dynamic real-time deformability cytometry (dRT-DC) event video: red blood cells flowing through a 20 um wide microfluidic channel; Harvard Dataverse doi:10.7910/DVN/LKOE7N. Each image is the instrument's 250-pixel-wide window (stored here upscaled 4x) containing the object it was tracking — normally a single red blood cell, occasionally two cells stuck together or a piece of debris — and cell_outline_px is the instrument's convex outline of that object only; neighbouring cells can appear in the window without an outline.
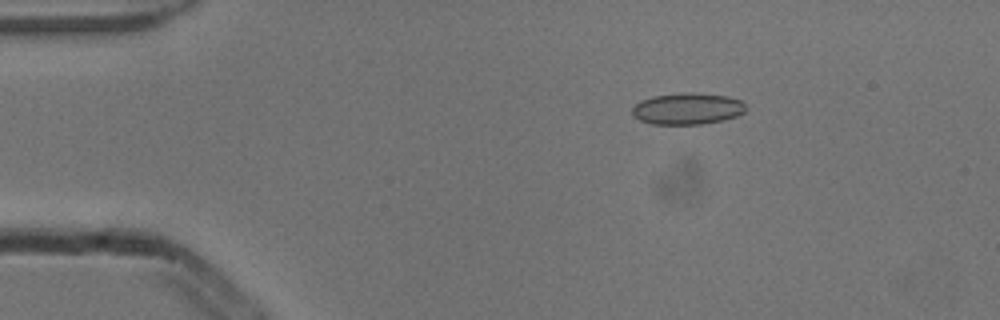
{"species": "common noctule bat (a hibernating species)", "species_latin": "Nyctalus noctula", "temperature_condition": "cold", "stored_images_in_passage": 53, "camera_frame_rate_fps": 3000, "um_per_image_px": 0.085, "animal": {"sex": "male", "body_mass_g": 13.3}, "frame": {"image": 1, "passage_image": 9, "time_ms": 2.667, "image_size_px": [1000, 320], "cell_outline_px": [[748, 108], [744, 112], [736, 116], [724, 120], [700, 124], [652, 124], [640, 120], [632, 116], [632, 108], [640, 100], [652, 96], [680, 92], [696, 92], [728, 96], [744, 100]], "centroid_in_image_um": [58.46, 9.22], "position_along_channel_um": 26.5, "area_um2": 21.33}}
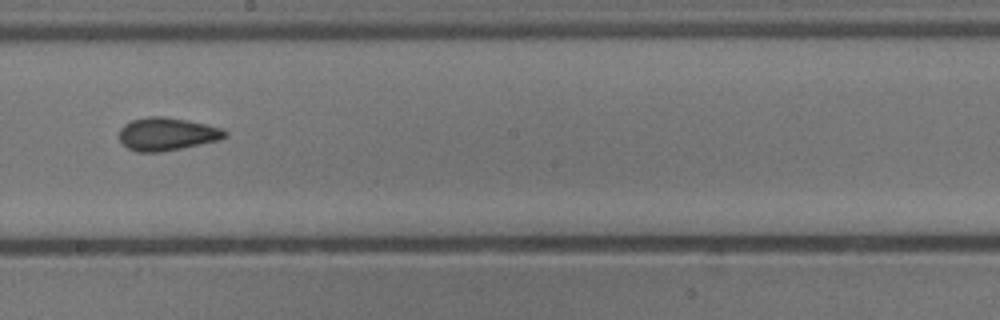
{"frame": {"image": 2, "passage_image": 30, "time_ms": 9.667, "image_size_px": [1000, 320], "cell_outline_px": [[228, 136], [220, 140], [160, 152], [136, 152], [128, 148], [120, 140], [120, 128], [124, 124], [132, 120], [148, 116], [164, 116], [188, 120], [208, 124], [224, 128], [228, 132]], "centroid_in_image_um": [14.23, 11.38], "position_along_channel_um": 234.0, "area_um2": 20.46}}
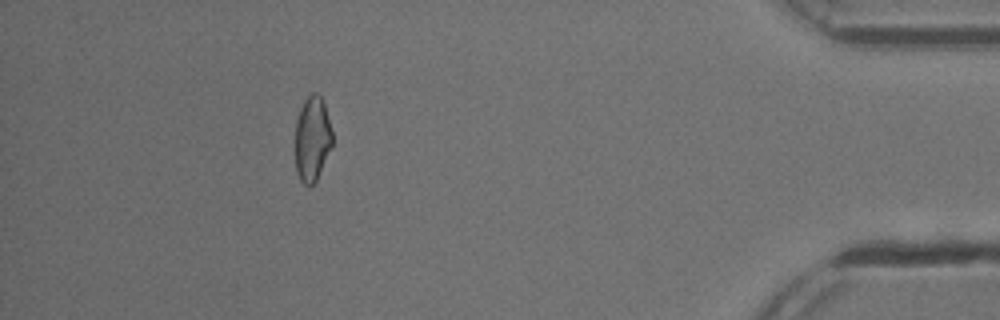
{"frame": {"image": 3, "passage_image": 48, "time_ms": 15.667, "image_size_px": [1000, 320], "cell_outline_px": [[332, 148], [316, 180], [308, 188], [300, 180], [296, 172], [296, 120], [300, 108], [304, 100], [312, 92], [316, 92], [324, 100], [332, 132]], "centroid_in_image_um": [26.55, 11.79], "position_along_channel_um": 408.6, "area_um2": 18.55}, "authors_computed_cell_mechanics": {"area_um2": 19.8254, "velocity_mm_per_s": 3.8679, "shape_relaxation_time_tau1_ms": null, "shape_relaxation_time_tau2_ms": 2.0368, "deformation_change_tau1": null, "deformation_change_tau2": 0.0759}}